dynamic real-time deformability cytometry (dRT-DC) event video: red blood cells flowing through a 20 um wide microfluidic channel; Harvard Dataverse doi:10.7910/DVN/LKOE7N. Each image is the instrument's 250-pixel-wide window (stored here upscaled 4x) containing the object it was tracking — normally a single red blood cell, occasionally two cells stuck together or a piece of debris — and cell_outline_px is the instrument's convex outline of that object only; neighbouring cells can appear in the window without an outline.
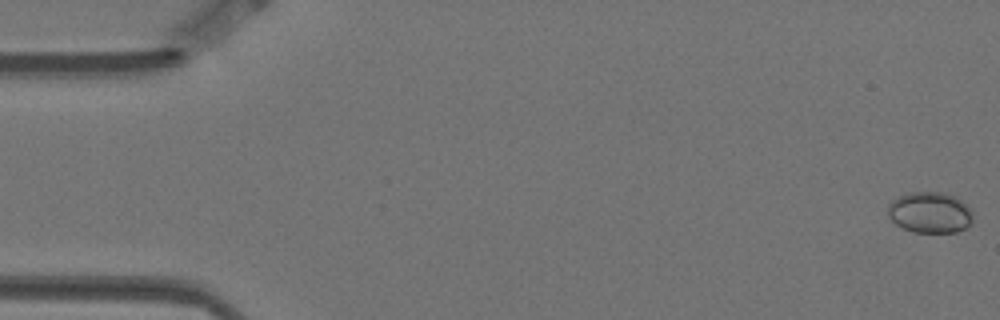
{"species": "Egyptian fruit bat (a non-hibernating species)", "species_latin": "Rousettus aegyptiacus", "temperature_condition": "warm", "stored_images_in_passage": 58, "camera_frame_rate_fps": 3000, "um_per_image_px": 0.085, "animal": {"sex": "female"}, "frame": {"image": 1, "passage_image": 1, "time_ms": 0.0, "image_size_px": [1000, 320], "cell_outline_px": [[972, 224], [956, 232], [912, 232], [900, 228], [888, 220], [888, 204], [892, 200], [908, 192], [944, 192], [956, 196], [972, 208]], "centroid_in_image_um": [79.03, 18.06], "position_along_channel_um": 6.0, "area_um2": 20.87}}
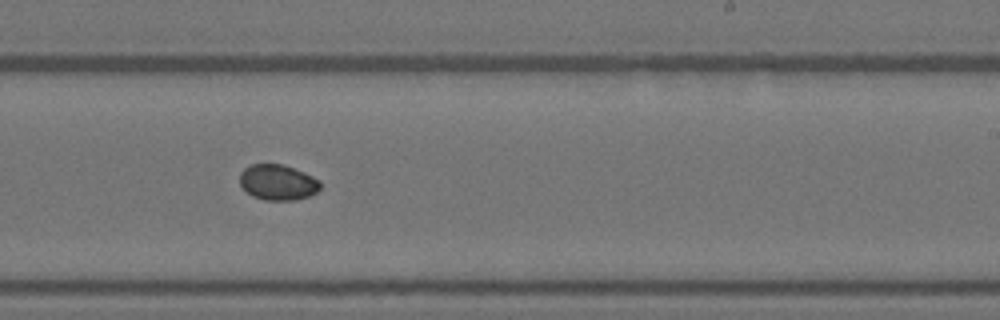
{"frame": {"image": 2, "passage_image": 35, "time_ms": 11.333, "image_size_px": [1000, 320], "cell_outline_px": [[320, 188], [316, 192], [308, 196], [296, 200], [264, 200], [252, 196], [240, 184], [240, 172], [244, 168], [252, 164], [280, 164], [304, 172], [320, 180]], "centroid_in_image_um": [23.61, 15.5], "position_along_channel_um": 265.4, "area_um2": 16.59}}
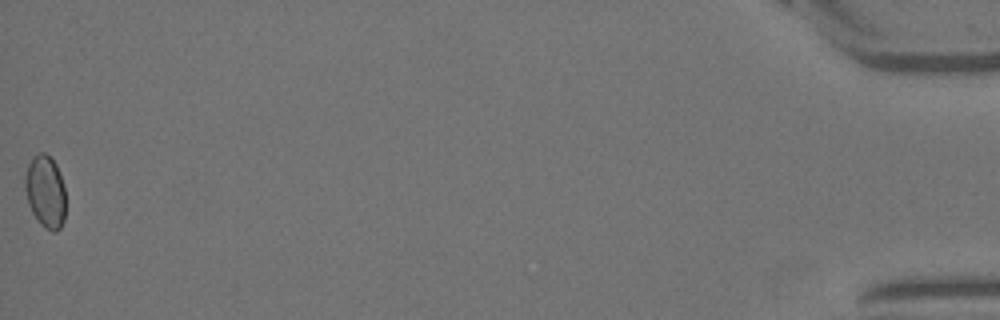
{"frame": {"image": 3, "passage_image": 58, "time_ms": 19.0, "image_size_px": [1000, 320], "cell_outline_px": [[64, 220], [60, 228], [56, 232], [52, 232], [44, 228], [40, 224], [32, 212], [28, 204], [24, 188], [24, 176], [28, 164], [32, 156], [40, 152], [44, 152], [56, 164], [64, 188]], "centroid_in_image_um": [3.82, 16.3], "position_along_channel_um": 431.4, "area_um2": 17.22}, "authors_computed_cell_mechanics": {"area_um2": 17.3111, "velocity_mm_per_s": 3.5086, "shape_relaxation_time_tau1_ms": null, "shape_relaxation_time_tau2_ms": 5.4518, "deformation_change_tau1": null, "deformation_change_tau2": 0.031}}